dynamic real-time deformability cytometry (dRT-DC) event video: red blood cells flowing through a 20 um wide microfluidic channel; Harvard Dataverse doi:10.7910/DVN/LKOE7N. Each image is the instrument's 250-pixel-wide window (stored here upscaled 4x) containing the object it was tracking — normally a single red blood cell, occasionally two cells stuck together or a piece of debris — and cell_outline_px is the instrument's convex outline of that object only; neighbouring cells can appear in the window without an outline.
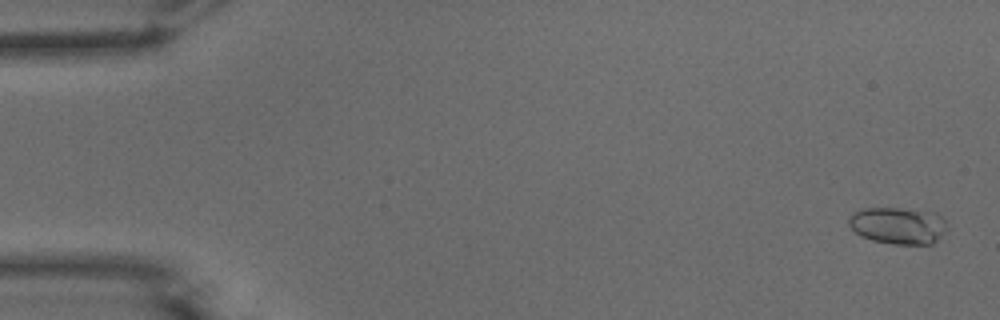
{"species": "common noctule bat (a hibernating species)", "species_latin": "Nyctalus noctula", "temperature_condition": "warm", "stored_images_in_passage": 52, "camera_frame_rate_fps": 3000, "um_per_image_px": 0.085, "animal": {"sex": "male", "body_mass_g": 15.6}, "frame": {"image": 1, "passage_image": 2, "time_ms": 0.333, "image_size_px": [1000, 320], "cell_outline_px": [[948, 228], [932, 244], [896, 244], [872, 240], [860, 236], [848, 224], [848, 216], [852, 212], [864, 208], [900, 208], [936, 212], [944, 220]], "centroid_in_image_um": [76.32, 19.16], "position_along_channel_um": 8.7, "area_um2": 21.21}}
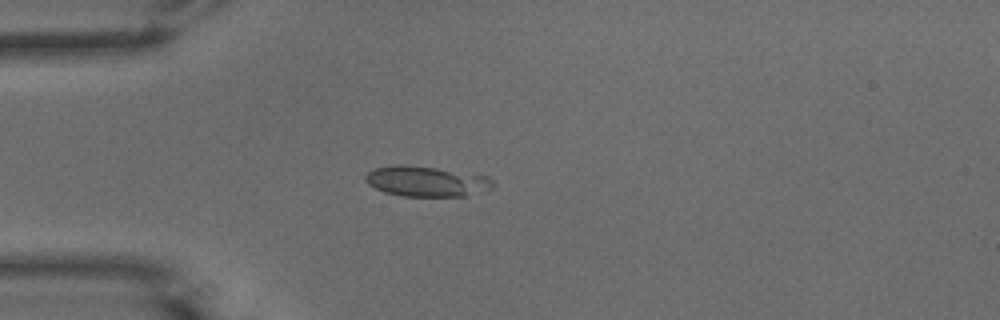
{"frame": {"image": 2, "passage_image": 15, "time_ms": 4.667, "image_size_px": [1000, 320], "cell_outline_px": [[492, 188], [464, 196], [404, 196], [384, 192], [368, 184], [364, 180], [364, 176], [368, 172], [376, 168], [400, 164], [404, 164], [436, 168], [488, 176], [492, 180]], "centroid_in_image_um": [36.21, 15.41], "position_along_channel_um": 48.8, "area_um2": 22.31}}
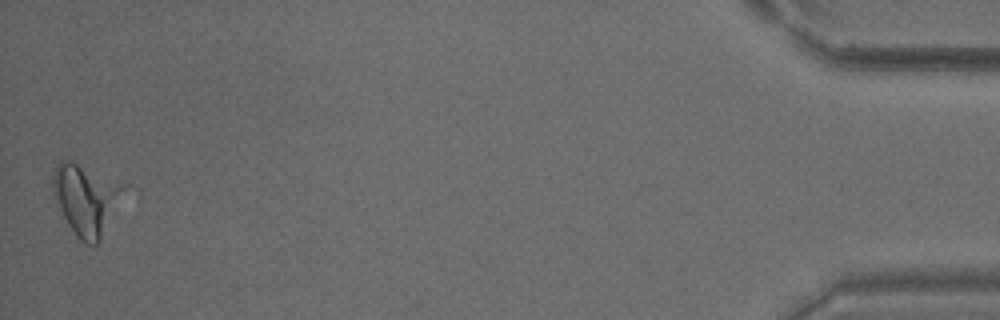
{"frame": {"image": 3, "passage_image": 52, "time_ms": 17.0, "image_size_px": [1000, 320], "cell_outline_px": [[140, 200], [96, 244], [88, 244], [80, 240], [76, 236], [68, 224], [52, 192], [52, 172], [56, 164], [60, 160], [72, 160], [132, 184], [140, 188]], "centroid_in_image_um": [7.77, 16.94], "position_along_channel_um": 427.4, "area_um2": 34.16}}